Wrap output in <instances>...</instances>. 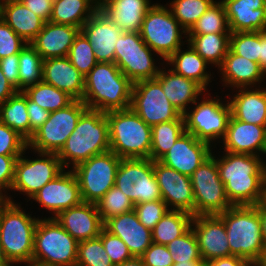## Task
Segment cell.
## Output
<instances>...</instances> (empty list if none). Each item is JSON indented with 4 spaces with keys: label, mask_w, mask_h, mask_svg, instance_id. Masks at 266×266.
<instances>
[{
    "label": "cell",
    "mask_w": 266,
    "mask_h": 266,
    "mask_svg": "<svg viewBox=\"0 0 266 266\" xmlns=\"http://www.w3.org/2000/svg\"><path fill=\"white\" fill-rule=\"evenodd\" d=\"M255 266H266V248H265L260 260L255 264Z\"/></svg>",
    "instance_id": "003e7915"
},
{
    "label": "cell",
    "mask_w": 266,
    "mask_h": 266,
    "mask_svg": "<svg viewBox=\"0 0 266 266\" xmlns=\"http://www.w3.org/2000/svg\"><path fill=\"white\" fill-rule=\"evenodd\" d=\"M98 213L104 223L111 217L129 212L134 209L135 204L124 194L113 186L96 204Z\"/></svg>",
    "instance_id": "ee69618b"
},
{
    "label": "cell",
    "mask_w": 266,
    "mask_h": 266,
    "mask_svg": "<svg viewBox=\"0 0 266 266\" xmlns=\"http://www.w3.org/2000/svg\"><path fill=\"white\" fill-rule=\"evenodd\" d=\"M218 69L225 87L226 85L234 89L256 87L257 83L266 80L264 79L266 74L259 63L234 54L230 49Z\"/></svg>",
    "instance_id": "f546056e"
},
{
    "label": "cell",
    "mask_w": 266,
    "mask_h": 266,
    "mask_svg": "<svg viewBox=\"0 0 266 266\" xmlns=\"http://www.w3.org/2000/svg\"><path fill=\"white\" fill-rule=\"evenodd\" d=\"M153 170L162 200L169 210H180L195 216L194 193L190 177L159 161H153Z\"/></svg>",
    "instance_id": "e0dca14e"
},
{
    "label": "cell",
    "mask_w": 266,
    "mask_h": 266,
    "mask_svg": "<svg viewBox=\"0 0 266 266\" xmlns=\"http://www.w3.org/2000/svg\"><path fill=\"white\" fill-rule=\"evenodd\" d=\"M155 79L161 84L162 90L170 103L182 115L190 109L189 104H194L197 100H200L198 96L206 91L196 81L176 74L171 69L166 70L164 67L160 69Z\"/></svg>",
    "instance_id": "83f0119b"
},
{
    "label": "cell",
    "mask_w": 266,
    "mask_h": 266,
    "mask_svg": "<svg viewBox=\"0 0 266 266\" xmlns=\"http://www.w3.org/2000/svg\"><path fill=\"white\" fill-rule=\"evenodd\" d=\"M188 49L182 50L180 47L174 54H172L167 60L166 64L173 67L176 74L182 75L185 78L192 79L199 83L205 90L208 88V84L211 81L210 74L206 71L208 63L193 49L188 43Z\"/></svg>",
    "instance_id": "d6a6232c"
},
{
    "label": "cell",
    "mask_w": 266,
    "mask_h": 266,
    "mask_svg": "<svg viewBox=\"0 0 266 266\" xmlns=\"http://www.w3.org/2000/svg\"><path fill=\"white\" fill-rule=\"evenodd\" d=\"M27 113L30 121V128L35 132L41 127L50 116V112L41 108L37 103L27 97Z\"/></svg>",
    "instance_id": "9f6ffc18"
},
{
    "label": "cell",
    "mask_w": 266,
    "mask_h": 266,
    "mask_svg": "<svg viewBox=\"0 0 266 266\" xmlns=\"http://www.w3.org/2000/svg\"><path fill=\"white\" fill-rule=\"evenodd\" d=\"M229 49L237 55L259 63L260 31L233 32Z\"/></svg>",
    "instance_id": "7dc6e473"
},
{
    "label": "cell",
    "mask_w": 266,
    "mask_h": 266,
    "mask_svg": "<svg viewBox=\"0 0 266 266\" xmlns=\"http://www.w3.org/2000/svg\"><path fill=\"white\" fill-rule=\"evenodd\" d=\"M78 243L55 218H40L35 228L32 261L45 266H74Z\"/></svg>",
    "instance_id": "52a82bcc"
},
{
    "label": "cell",
    "mask_w": 266,
    "mask_h": 266,
    "mask_svg": "<svg viewBox=\"0 0 266 266\" xmlns=\"http://www.w3.org/2000/svg\"><path fill=\"white\" fill-rule=\"evenodd\" d=\"M218 216L224 222L231 255L244 258L255 265L266 248L258 207L231 206Z\"/></svg>",
    "instance_id": "277c9868"
},
{
    "label": "cell",
    "mask_w": 266,
    "mask_h": 266,
    "mask_svg": "<svg viewBox=\"0 0 266 266\" xmlns=\"http://www.w3.org/2000/svg\"><path fill=\"white\" fill-rule=\"evenodd\" d=\"M130 108L151 127L182 116L170 103L156 79L133 83Z\"/></svg>",
    "instance_id": "2e32d148"
},
{
    "label": "cell",
    "mask_w": 266,
    "mask_h": 266,
    "mask_svg": "<svg viewBox=\"0 0 266 266\" xmlns=\"http://www.w3.org/2000/svg\"><path fill=\"white\" fill-rule=\"evenodd\" d=\"M19 156L0 155V192L11 190L14 181L15 162Z\"/></svg>",
    "instance_id": "db71d44e"
},
{
    "label": "cell",
    "mask_w": 266,
    "mask_h": 266,
    "mask_svg": "<svg viewBox=\"0 0 266 266\" xmlns=\"http://www.w3.org/2000/svg\"><path fill=\"white\" fill-rule=\"evenodd\" d=\"M98 9L96 0H55L49 21L81 29Z\"/></svg>",
    "instance_id": "836d02e7"
},
{
    "label": "cell",
    "mask_w": 266,
    "mask_h": 266,
    "mask_svg": "<svg viewBox=\"0 0 266 266\" xmlns=\"http://www.w3.org/2000/svg\"><path fill=\"white\" fill-rule=\"evenodd\" d=\"M231 33L222 1H215L187 34Z\"/></svg>",
    "instance_id": "60d3db41"
},
{
    "label": "cell",
    "mask_w": 266,
    "mask_h": 266,
    "mask_svg": "<svg viewBox=\"0 0 266 266\" xmlns=\"http://www.w3.org/2000/svg\"><path fill=\"white\" fill-rule=\"evenodd\" d=\"M55 219L78 242L99 237L104 225L96 204L83 201L61 211Z\"/></svg>",
    "instance_id": "603a6c76"
},
{
    "label": "cell",
    "mask_w": 266,
    "mask_h": 266,
    "mask_svg": "<svg viewBox=\"0 0 266 266\" xmlns=\"http://www.w3.org/2000/svg\"><path fill=\"white\" fill-rule=\"evenodd\" d=\"M99 237L102 240L106 253L114 265L125 262L133 257L127 245L118 236L108 232L104 227Z\"/></svg>",
    "instance_id": "f907efd6"
},
{
    "label": "cell",
    "mask_w": 266,
    "mask_h": 266,
    "mask_svg": "<svg viewBox=\"0 0 266 266\" xmlns=\"http://www.w3.org/2000/svg\"><path fill=\"white\" fill-rule=\"evenodd\" d=\"M208 96L200 102L197 100L193 110L188 109L183 117L186 132L212 145L225 136L231 108L228 101L223 103L217 95L216 98Z\"/></svg>",
    "instance_id": "9c48e42d"
},
{
    "label": "cell",
    "mask_w": 266,
    "mask_h": 266,
    "mask_svg": "<svg viewBox=\"0 0 266 266\" xmlns=\"http://www.w3.org/2000/svg\"><path fill=\"white\" fill-rule=\"evenodd\" d=\"M103 227L118 236L127 245L133 257H141L152 244L151 230L139 221L134 209L109 218Z\"/></svg>",
    "instance_id": "cb8c5ba5"
},
{
    "label": "cell",
    "mask_w": 266,
    "mask_h": 266,
    "mask_svg": "<svg viewBox=\"0 0 266 266\" xmlns=\"http://www.w3.org/2000/svg\"><path fill=\"white\" fill-rule=\"evenodd\" d=\"M182 34L187 38L170 8L158 3L147 11L140 30L142 40L164 61L184 45Z\"/></svg>",
    "instance_id": "ba28073f"
},
{
    "label": "cell",
    "mask_w": 266,
    "mask_h": 266,
    "mask_svg": "<svg viewBox=\"0 0 266 266\" xmlns=\"http://www.w3.org/2000/svg\"><path fill=\"white\" fill-rule=\"evenodd\" d=\"M226 9L229 30L233 32L266 30L265 0H221Z\"/></svg>",
    "instance_id": "d4e9b609"
},
{
    "label": "cell",
    "mask_w": 266,
    "mask_h": 266,
    "mask_svg": "<svg viewBox=\"0 0 266 266\" xmlns=\"http://www.w3.org/2000/svg\"><path fill=\"white\" fill-rule=\"evenodd\" d=\"M31 199L38 202L44 209L51 211L53 214L51 218L82 202L79 183L72 169L68 172L63 170Z\"/></svg>",
    "instance_id": "ac0fdd59"
},
{
    "label": "cell",
    "mask_w": 266,
    "mask_h": 266,
    "mask_svg": "<svg viewBox=\"0 0 266 266\" xmlns=\"http://www.w3.org/2000/svg\"><path fill=\"white\" fill-rule=\"evenodd\" d=\"M115 266H145V265L141 257H132L131 259L126 260L125 262H122Z\"/></svg>",
    "instance_id": "be15d7a7"
},
{
    "label": "cell",
    "mask_w": 266,
    "mask_h": 266,
    "mask_svg": "<svg viewBox=\"0 0 266 266\" xmlns=\"http://www.w3.org/2000/svg\"><path fill=\"white\" fill-rule=\"evenodd\" d=\"M166 247L174 263L203 261L192 227L185 234L167 244Z\"/></svg>",
    "instance_id": "f6af8a7d"
},
{
    "label": "cell",
    "mask_w": 266,
    "mask_h": 266,
    "mask_svg": "<svg viewBox=\"0 0 266 266\" xmlns=\"http://www.w3.org/2000/svg\"><path fill=\"white\" fill-rule=\"evenodd\" d=\"M152 53L155 52L142 40L140 33L123 32L116 40L114 63L132 83L155 79L161 68L155 65Z\"/></svg>",
    "instance_id": "7c38bea8"
},
{
    "label": "cell",
    "mask_w": 266,
    "mask_h": 266,
    "mask_svg": "<svg viewBox=\"0 0 266 266\" xmlns=\"http://www.w3.org/2000/svg\"><path fill=\"white\" fill-rule=\"evenodd\" d=\"M0 17L25 42L30 44L44 27L45 21L19 0L0 2Z\"/></svg>",
    "instance_id": "1f68e13d"
},
{
    "label": "cell",
    "mask_w": 266,
    "mask_h": 266,
    "mask_svg": "<svg viewBox=\"0 0 266 266\" xmlns=\"http://www.w3.org/2000/svg\"><path fill=\"white\" fill-rule=\"evenodd\" d=\"M42 81L66 92L74 100H82L84 76L67 56L43 60Z\"/></svg>",
    "instance_id": "484cf974"
},
{
    "label": "cell",
    "mask_w": 266,
    "mask_h": 266,
    "mask_svg": "<svg viewBox=\"0 0 266 266\" xmlns=\"http://www.w3.org/2000/svg\"><path fill=\"white\" fill-rule=\"evenodd\" d=\"M109 122L110 150L121 159H151V126L131 108L105 113Z\"/></svg>",
    "instance_id": "8992f818"
},
{
    "label": "cell",
    "mask_w": 266,
    "mask_h": 266,
    "mask_svg": "<svg viewBox=\"0 0 266 266\" xmlns=\"http://www.w3.org/2000/svg\"><path fill=\"white\" fill-rule=\"evenodd\" d=\"M121 158L111 150L92 156L72 168L77 177L83 202L97 204L115 186Z\"/></svg>",
    "instance_id": "30bf717a"
},
{
    "label": "cell",
    "mask_w": 266,
    "mask_h": 266,
    "mask_svg": "<svg viewBox=\"0 0 266 266\" xmlns=\"http://www.w3.org/2000/svg\"><path fill=\"white\" fill-rule=\"evenodd\" d=\"M18 90L7 80L0 69V105L13 96Z\"/></svg>",
    "instance_id": "91938a15"
},
{
    "label": "cell",
    "mask_w": 266,
    "mask_h": 266,
    "mask_svg": "<svg viewBox=\"0 0 266 266\" xmlns=\"http://www.w3.org/2000/svg\"><path fill=\"white\" fill-rule=\"evenodd\" d=\"M45 22L50 20L55 0H19Z\"/></svg>",
    "instance_id": "6f0895ef"
},
{
    "label": "cell",
    "mask_w": 266,
    "mask_h": 266,
    "mask_svg": "<svg viewBox=\"0 0 266 266\" xmlns=\"http://www.w3.org/2000/svg\"><path fill=\"white\" fill-rule=\"evenodd\" d=\"M0 122L16 131L27 142L33 137L27 113V96L23 91H17L7 101L0 105Z\"/></svg>",
    "instance_id": "d590c367"
},
{
    "label": "cell",
    "mask_w": 266,
    "mask_h": 266,
    "mask_svg": "<svg viewBox=\"0 0 266 266\" xmlns=\"http://www.w3.org/2000/svg\"><path fill=\"white\" fill-rule=\"evenodd\" d=\"M134 210L139 221L148 229L152 230L169 210L163 200H154L136 204Z\"/></svg>",
    "instance_id": "c3c4849f"
},
{
    "label": "cell",
    "mask_w": 266,
    "mask_h": 266,
    "mask_svg": "<svg viewBox=\"0 0 266 266\" xmlns=\"http://www.w3.org/2000/svg\"><path fill=\"white\" fill-rule=\"evenodd\" d=\"M7 201V195H4L2 192H0V209Z\"/></svg>",
    "instance_id": "a7ac6f4b"
},
{
    "label": "cell",
    "mask_w": 266,
    "mask_h": 266,
    "mask_svg": "<svg viewBox=\"0 0 266 266\" xmlns=\"http://www.w3.org/2000/svg\"><path fill=\"white\" fill-rule=\"evenodd\" d=\"M26 44L0 17V59L19 54Z\"/></svg>",
    "instance_id": "816d5d0a"
},
{
    "label": "cell",
    "mask_w": 266,
    "mask_h": 266,
    "mask_svg": "<svg viewBox=\"0 0 266 266\" xmlns=\"http://www.w3.org/2000/svg\"><path fill=\"white\" fill-rule=\"evenodd\" d=\"M67 57L84 77L98 63L90 42L81 31L75 37Z\"/></svg>",
    "instance_id": "bcb514c9"
},
{
    "label": "cell",
    "mask_w": 266,
    "mask_h": 266,
    "mask_svg": "<svg viewBox=\"0 0 266 266\" xmlns=\"http://www.w3.org/2000/svg\"><path fill=\"white\" fill-rule=\"evenodd\" d=\"M141 258L145 266H173L174 264L166 245L152 243Z\"/></svg>",
    "instance_id": "f5cc1de1"
},
{
    "label": "cell",
    "mask_w": 266,
    "mask_h": 266,
    "mask_svg": "<svg viewBox=\"0 0 266 266\" xmlns=\"http://www.w3.org/2000/svg\"><path fill=\"white\" fill-rule=\"evenodd\" d=\"M211 148L209 143L185 131L159 162L190 177L211 156Z\"/></svg>",
    "instance_id": "d6986e66"
},
{
    "label": "cell",
    "mask_w": 266,
    "mask_h": 266,
    "mask_svg": "<svg viewBox=\"0 0 266 266\" xmlns=\"http://www.w3.org/2000/svg\"><path fill=\"white\" fill-rule=\"evenodd\" d=\"M115 187L135 205L162 200L151 159H121L116 172Z\"/></svg>",
    "instance_id": "4fadbf2b"
},
{
    "label": "cell",
    "mask_w": 266,
    "mask_h": 266,
    "mask_svg": "<svg viewBox=\"0 0 266 266\" xmlns=\"http://www.w3.org/2000/svg\"><path fill=\"white\" fill-rule=\"evenodd\" d=\"M109 150V122L105 112L87 109L57 155L63 168L72 164V169L92 156Z\"/></svg>",
    "instance_id": "3957f363"
},
{
    "label": "cell",
    "mask_w": 266,
    "mask_h": 266,
    "mask_svg": "<svg viewBox=\"0 0 266 266\" xmlns=\"http://www.w3.org/2000/svg\"><path fill=\"white\" fill-rule=\"evenodd\" d=\"M99 4L103 1V0H96Z\"/></svg>",
    "instance_id": "2644e50d"
},
{
    "label": "cell",
    "mask_w": 266,
    "mask_h": 266,
    "mask_svg": "<svg viewBox=\"0 0 266 266\" xmlns=\"http://www.w3.org/2000/svg\"><path fill=\"white\" fill-rule=\"evenodd\" d=\"M0 209V242L12 264L32 261L35 228L39 218L25 213L20 203L7 196Z\"/></svg>",
    "instance_id": "5b68a950"
},
{
    "label": "cell",
    "mask_w": 266,
    "mask_h": 266,
    "mask_svg": "<svg viewBox=\"0 0 266 266\" xmlns=\"http://www.w3.org/2000/svg\"><path fill=\"white\" fill-rule=\"evenodd\" d=\"M258 87L237 88L238 93L228 102L233 118L266 127V88Z\"/></svg>",
    "instance_id": "4dcf8cb0"
},
{
    "label": "cell",
    "mask_w": 266,
    "mask_h": 266,
    "mask_svg": "<svg viewBox=\"0 0 266 266\" xmlns=\"http://www.w3.org/2000/svg\"><path fill=\"white\" fill-rule=\"evenodd\" d=\"M93 48L97 62L115 61V45L123 33L100 9H98L81 27Z\"/></svg>",
    "instance_id": "7402d4cb"
},
{
    "label": "cell",
    "mask_w": 266,
    "mask_h": 266,
    "mask_svg": "<svg viewBox=\"0 0 266 266\" xmlns=\"http://www.w3.org/2000/svg\"><path fill=\"white\" fill-rule=\"evenodd\" d=\"M203 261H190V262H179L174 263L173 266H203Z\"/></svg>",
    "instance_id": "03108f58"
},
{
    "label": "cell",
    "mask_w": 266,
    "mask_h": 266,
    "mask_svg": "<svg viewBox=\"0 0 266 266\" xmlns=\"http://www.w3.org/2000/svg\"><path fill=\"white\" fill-rule=\"evenodd\" d=\"M259 209L262 238L266 246V200L256 205Z\"/></svg>",
    "instance_id": "6125c7cd"
},
{
    "label": "cell",
    "mask_w": 266,
    "mask_h": 266,
    "mask_svg": "<svg viewBox=\"0 0 266 266\" xmlns=\"http://www.w3.org/2000/svg\"><path fill=\"white\" fill-rule=\"evenodd\" d=\"M149 0H103L99 9L122 32L140 33L147 11L153 6Z\"/></svg>",
    "instance_id": "f1b7e54d"
},
{
    "label": "cell",
    "mask_w": 266,
    "mask_h": 266,
    "mask_svg": "<svg viewBox=\"0 0 266 266\" xmlns=\"http://www.w3.org/2000/svg\"><path fill=\"white\" fill-rule=\"evenodd\" d=\"M222 140L224 151L259 157L266 155L265 126L242 122L230 116L226 134Z\"/></svg>",
    "instance_id": "44dd1931"
},
{
    "label": "cell",
    "mask_w": 266,
    "mask_h": 266,
    "mask_svg": "<svg viewBox=\"0 0 266 266\" xmlns=\"http://www.w3.org/2000/svg\"><path fill=\"white\" fill-rule=\"evenodd\" d=\"M19 91L42 82L43 59L31 44H26L19 53Z\"/></svg>",
    "instance_id": "ab89813d"
},
{
    "label": "cell",
    "mask_w": 266,
    "mask_h": 266,
    "mask_svg": "<svg viewBox=\"0 0 266 266\" xmlns=\"http://www.w3.org/2000/svg\"><path fill=\"white\" fill-rule=\"evenodd\" d=\"M28 142L16 131L0 122V155L20 156Z\"/></svg>",
    "instance_id": "681fc988"
},
{
    "label": "cell",
    "mask_w": 266,
    "mask_h": 266,
    "mask_svg": "<svg viewBox=\"0 0 266 266\" xmlns=\"http://www.w3.org/2000/svg\"><path fill=\"white\" fill-rule=\"evenodd\" d=\"M79 32L78 27L48 21L30 44L43 60L65 57Z\"/></svg>",
    "instance_id": "4316f807"
},
{
    "label": "cell",
    "mask_w": 266,
    "mask_h": 266,
    "mask_svg": "<svg viewBox=\"0 0 266 266\" xmlns=\"http://www.w3.org/2000/svg\"><path fill=\"white\" fill-rule=\"evenodd\" d=\"M87 109L82 100H74L67 107L51 112L49 119L28 141V149L34 152L58 153Z\"/></svg>",
    "instance_id": "8fae6325"
},
{
    "label": "cell",
    "mask_w": 266,
    "mask_h": 266,
    "mask_svg": "<svg viewBox=\"0 0 266 266\" xmlns=\"http://www.w3.org/2000/svg\"><path fill=\"white\" fill-rule=\"evenodd\" d=\"M184 132L183 115L177 120L153 125L151 127V160L159 161Z\"/></svg>",
    "instance_id": "74e56055"
},
{
    "label": "cell",
    "mask_w": 266,
    "mask_h": 266,
    "mask_svg": "<svg viewBox=\"0 0 266 266\" xmlns=\"http://www.w3.org/2000/svg\"><path fill=\"white\" fill-rule=\"evenodd\" d=\"M193 215L180 210H168L151 230L152 243L167 245L185 234L190 228Z\"/></svg>",
    "instance_id": "8d00e7d4"
},
{
    "label": "cell",
    "mask_w": 266,
    "mask_h": 266,
    "mask_svg": "<svg viewBox=\"0 0 266 266\" xmlns=\"http://www.w3.org/2000/svg\"><path fill=\"white\" fill-rule=\"evenodd\" d=\"M24 264L26 265V266H45V265H43V264H40V263H36V262H33V261H30V262H24ZM12 266H14V264L12 265Z\"/></svg>",
    "instance_id": "89a4df30"
},
{
    "label": "cell",
    "mask_w": 266,
    "mask_h": 266,
    "mask_svg": "<svg viewBox=\"0 0 266 266\" xmlns=\"http://www.w3.org/2000/svg\"><path fill=\"white\" fill-rule=\"evenodd\" d=\"M184 42L208 63L220 67L230 47L231 33L186 34Z\"/></svg>",
    "instance_id": "e575fe53"
},
{
    "label": "cell",
    "mask_w": 266,
    "mask_h": 266,
    "mask_svg": "<svg viewBox=\"0 0 266 266\" xmlns=\"http://www.w3.org/2000/svg\"><path fill=\"white\" fill-rule=\"evenodd\" d=\"M224 152L216 163L230 204L257 205L266 200V161L262 156Z\"/></svg>",
    "instance_id": "6da1fadb"
},
{
    "label": "cell",
    "mask_w": 266,
    "mask_h": 266,
    "mask_svg": "<svg viewBox=\"0 0 266 266\" xmlns=\"http://www.w3.org/2000/svg\"><path fill=\"white\" fill-rule=\"evenodd\" d=\"M23 92L31 101L50 113L63 109L74 101L66 92L43 81L26 87Z\"/></svg>",
    "instance_id": "f35d334b"
},
{
    "label": "cell",
    "mask_w": 266,
    "mask_h": 266,
    "mask_svg": "<svg viewBox=\"0 0 266 266\" xmlns=\"http://www.w3.org/2000/svg\"><path fill=\"white\" fill-rule=\"evenodd\" d=\"M191 227L204 264L216 258L231 256L226 228L218 215L193 216Z\"/></svg>",
    "instance_id": "ffe728a7"
},
{
    "label": "cell",
    "mask_w": 266,
    "mask_h": 266,
    "mask_svg": "<svg viewBox=\"0 0 266 266\" xmlns=\"http://www.w3.org/2000/svg\"><path fill=\"white\" fill-rule=\"evenodd\" d=\"M214 2V0H173L168 8L180 26L188 32Z\"/></svg>",
    "instance_id": "b9f144b4"
},
{
    "label": "cell",
    "mask_w": 266,
    "mask_h": 266,
    "mask_svg": "<svg viewBox=\"0 0 266 266\" xmlns=\"http://www.w3.org/2000/svg\"><path fill=\"white\" fill-rule=\"evenodd\" d=\"M78 266H115L106 253L100 237L83 240L78 243Z\"/></svg>",
    "instance_id": "7bdbcfd3"
},
{
    "label": "cell",
    "mask_w": 266,
    "mask_h": 266,
    "mask_svg": "<svg viewBox=\"0 0 266 266\" xmlns=\"http://www.w3.org/2000/svg\"><path fill=\"white\" fill-rule=\"evenodd\" d=\"M190 179L194 193L195 216L218 215L232 206L220 179L214 154L192 173Z\"/></svg>",
    "instance_id": "5bb4252c"
},
{
    "label": "cell",
    "mask_w": 266,
    "mask_h": 266,
    "mask_svg": "<svg viewBox=\"0 0 266 266\" xmlns=\"http://www.w3.org/2000/svg\"><path fill=\"white\" fill-rule=\"evenodd\" d=\"M27 149L28 147L16 159L11 191L23 192L28 199H31L65 168H63L57 153L35 152L39 157L29 159L23 156Z\"/></svg>",
    "instance_id": "9a60e30c"
},
{
    "label": "cell",
    "mask_w": 266,
    "mask_h": 266,
    "mask_svg": "<svg viewBox=\"0 0 266 266\" xmlns=\"http://www.w3.org/2000/svg\"><path fill=\"white\" fill-rule=\"evenodd\" d=\"M133 83L115 63L98 62L84 77L82 101L101 112L130 108Z\"/></svg>",
    "instance_id": "7a4b0ae2"
},
{
    "label": "cell",
    "mask_w": 266,
    "mask_h": 266,
    "mask_svg": "<svg viewBox=\"0 0 266 266\" xmlns=\"http://www.w3.org/2000/svg\"><path fill=\"white\" fill-rule=\"evenodd\" d=\"M19 54L0 59V69L7 80L19 91Z\"/></svg>",
    "instance_id": "11a10c76"
},
{
    "label": "cell",
    "mask_w": 266,
    "mask_h": 266,
    "mask_svg": "<svg viewBox=\"0 0 266 266\" xmlns=\"http://www.w3.org/2000/svg\"><path fill=\"white\" fill-rule=\"evenodd\" d=\"M259 66L266 74V30L260 31Z\"/></svg>",
    "instance_id": "94428289"
},
{
    "label": "cell",
    "mask_w": 266,
    "mask_h": 266,
    "mask_svg": "<svg viewBox=\"0 0 266 266\" xmlns=\"http://www.w3.org/2000/svg\"><path fill=\"white\" fill-rule=\"evenodd\" d=\"M12 265L13 264L8 260L0 242V266H12Z\"/></svg>",
    "instance_id": "e7e4bbea"
},
{
    "label": "cell",
    "mask_w": 266,
    "mask_h": 266,
    "mask_svg": "<svg viewBox=\"0 0 266 266\" xmlns=\"http://www.w3.org/2000/svg\"><path fill=\"white\" fill-rule=\"evenodd\" d=\"M205 265L206 266H254L250 261L232 255L210 260L206 262Z\"/></svg>",
    "instance_id": "680465c9"
}]
</instances>
